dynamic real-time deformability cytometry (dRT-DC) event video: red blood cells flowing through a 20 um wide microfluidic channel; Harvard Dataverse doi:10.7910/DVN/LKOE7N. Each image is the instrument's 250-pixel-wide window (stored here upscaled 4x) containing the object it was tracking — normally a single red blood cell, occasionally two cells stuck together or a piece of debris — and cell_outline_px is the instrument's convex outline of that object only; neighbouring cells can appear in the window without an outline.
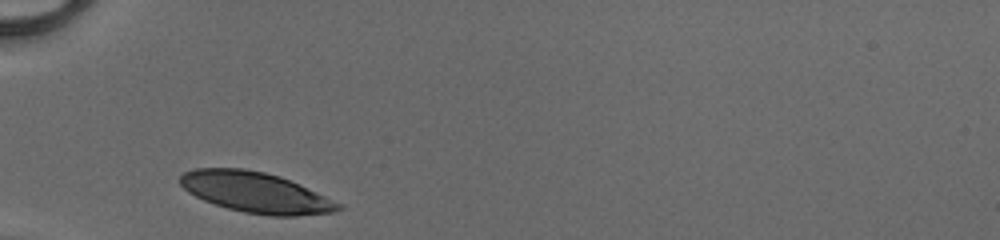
{"species": "human", "species_latin": "Homo sapiens", "temperature_condition": "cold", "stored_images_in_passage": 26, "camera_frame_rate_fps": 3000, "um_per_image_px": 0.085, "donor": {"sex": "male"}, "frame": {"image": 1, "passage_image": 1, "time_ms": 0.0, "image_size_px": [1000, 240], "cell_outline_px": [[344, 208], [332, 212], [296, 216], [268, 216], [244, 212], [228, 208], [204, 200], [188, 192], [180, 184], [180, 176], [184, 172], [196, 168], [244, 168], [264, 172], [280, 176], [324, 196], [340, 204]], "centroid_in_image_um": [21.7, 16.35], "position_along_channel_um": 63.3, "area_um2": 36.93}}
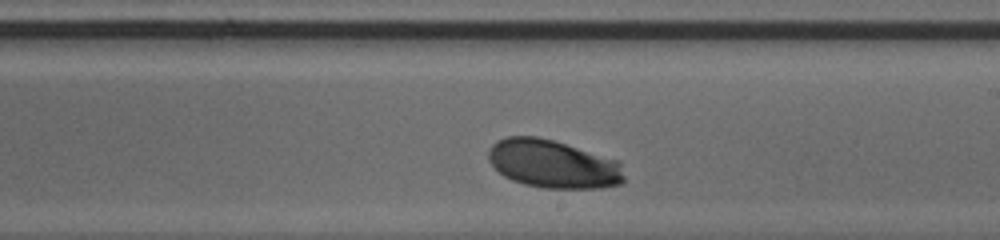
{"frame": {"image": 2, "passage_image": 15, "time_ms": 4.667, "image_size_px": [1000, 240], "cell_outline_px": [[624, 184], [600, 188], [544, 188], [524, 184], [512, 180], [504, 176], [488, 160], [488, 148], [496, 140], [504, 136], [536, 136], [552, 140], [620, 160], [624, 176]], "centroid_in_image_um": [47.02, 13.93], "position_along_channel_um": 242.0, "area_um2": 38.44}}
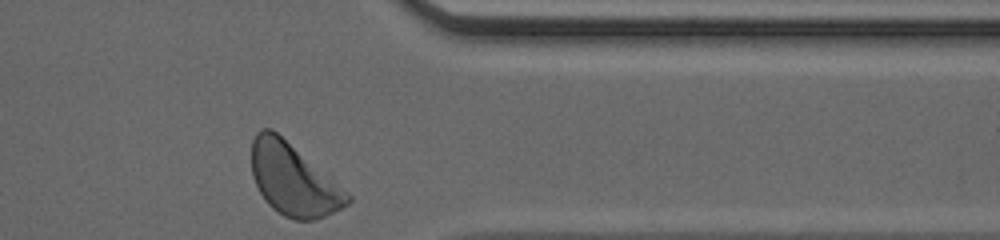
{"frame": {"image": 3, "passage_image": 26, "time_ms": 8.333, "image_size_px": [1000, 240], "cell_outline_px": [[352, 200], [348, 204], [316, 220], [296, 220], [284, 216], [272, 208], [264, 200], [252, 176], [252, 140], [256, 132], [260, 128], [272, 128], [352, 196]], "centroid_in_image_um": [24.9, 15.27], "position_along_channel_um": 386.5, "area_um2": 39.59}, "authors_computed_cell_mechanics": {"area_um2": 38.1769, "velocity_mm_per_s": 4.0477, "shape_relaxation_time_tau1_ms": 1.796, "shape_relaxation_time_tau2_ms": null, "deformation_change_tau1": 0.1082, "deformation_change_tau2": null}}